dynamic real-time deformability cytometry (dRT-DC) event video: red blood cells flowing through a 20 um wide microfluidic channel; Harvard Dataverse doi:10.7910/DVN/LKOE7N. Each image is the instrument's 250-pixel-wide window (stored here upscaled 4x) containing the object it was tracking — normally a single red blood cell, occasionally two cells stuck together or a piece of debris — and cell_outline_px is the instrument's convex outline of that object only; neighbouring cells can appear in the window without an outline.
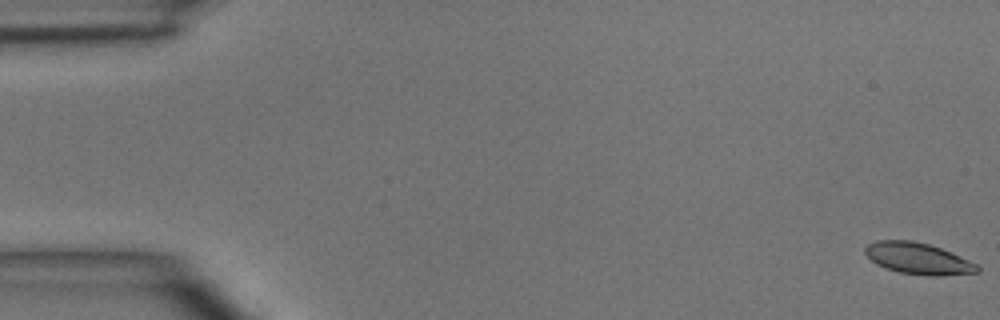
{"species": "common noctule bat (a hibernating species)", "species_latin": "Nyctalus noctula", "temperature_condition": "room temperature", "stored_images_in_passage": 6, "camera_frame_rate_fps": 3000, "um_per_image_px": 0.085, "animal": {"sex": "male", "body_mass_g": 15.6}, "frame": {"image": 1, "passage_image": 1, "time_ms": 0.0, "image_size_px": [1000, 320], "cell_outline_px": [[980, 272], [940, 276], [928, 276], [900, 272], [876, 264], [864, 252], [864, 248], [868, 244], [876, 240], [912, 240], [928, 244], [940, 248], [968, 260], [976, 264], [980, 268]], "centroid_in_image_um": [78.03, 21.97], "position_along_channel_um": 7.0, "area_um2": 20.35}}
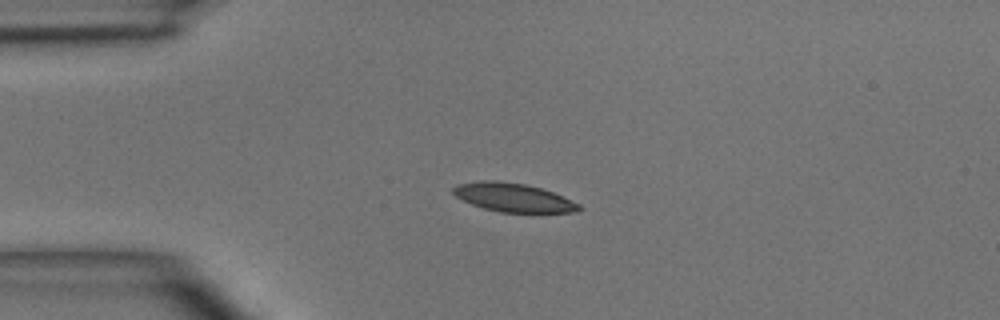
{"frame": {"image": 2, "passage_image": 4, "time_ms": 3.667, "image_size_px": [1000, 320], "cell_outline_px": [[584, 208], [572, 212], [500, 212], [484, 208], [472, 204], [456, 196], [452, 192], [452, 188], [456, 184], [484, 180], [496, 180], [524, 184], [540, 188], [552, 192], [580, 204]], "centroid_in_image_um": [43.61, 16.78], "position_along_channel_um": 41.4, "area_um2": 20.75}}
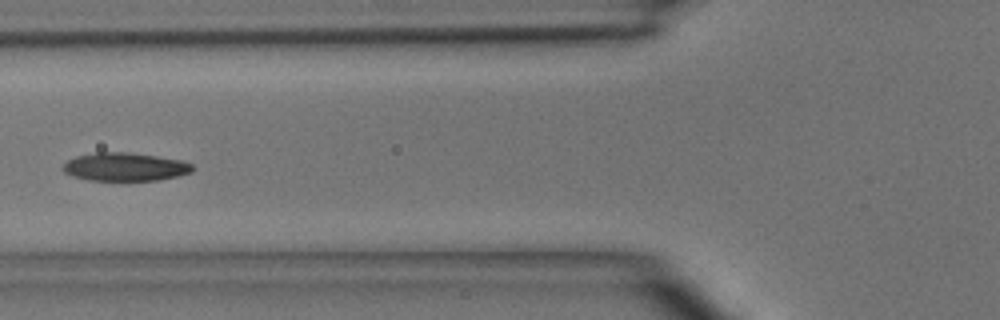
{"frame": {"image": 3, "passage_image": 6, "time_ms": 6.0, "image_size_px": [1000, 320], "cell_outline_px": [[196, 168], [192, 172], [180, 176], [160, 180], [88, 180], [72, 176], [64, 172], [60, 168], [68, 160], [76, 156], [96, 152], [124, 152], [156, 156], [180, 160], [192, 164]], "centroid_in_image_um": [10.63, 14.19], "position_along_channel_um": 115.2, "area_um2": 21.44}}